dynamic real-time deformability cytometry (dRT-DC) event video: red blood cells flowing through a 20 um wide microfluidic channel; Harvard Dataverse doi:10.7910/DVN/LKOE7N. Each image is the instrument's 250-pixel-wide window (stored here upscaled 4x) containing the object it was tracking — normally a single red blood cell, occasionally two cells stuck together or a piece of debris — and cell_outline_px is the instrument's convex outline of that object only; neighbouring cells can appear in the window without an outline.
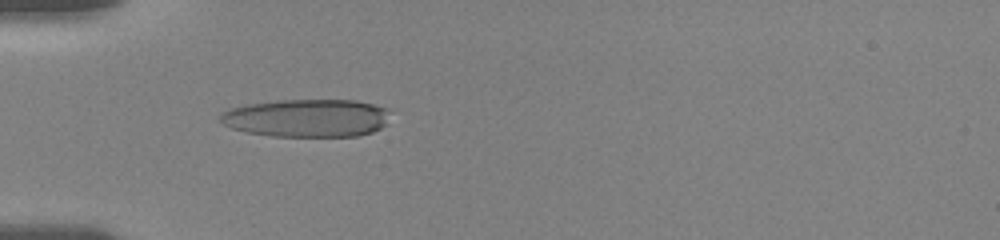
{"species": "human", "species_latin": "Homo sapiens", "temperature_condition": "room temperature", "stored_images_in_passage": 52, "camera_frame_rate_fps": 3000, "um_per_image_px": 0.085, "donor": {"sex": "female"}, "frame": {"image": 1, "passage_image": 12, "time_ms": 5.333, "image_size_px": [1000, 240], "cell_outline_px": [[388, 124], [372, 132], [356, 136], [272, 136], [248, 132], [232, 128], [220, 124], [220, 112], [232, 108], [248, 104], [276, 100], [356, 100], [388, 108]], "centroid_in_image_um": [26.08, 10.03], "position_along_channel_um": 58.9, "area_um2": 37.74}}
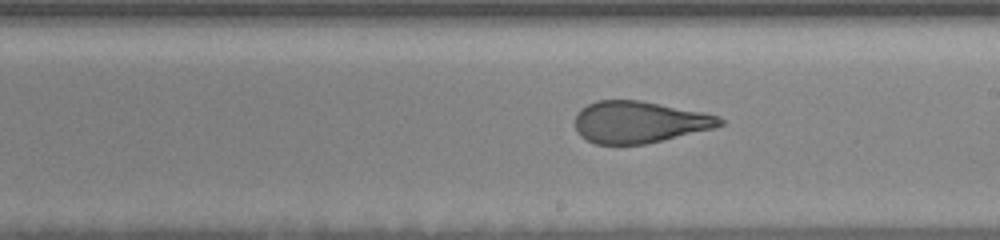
{"frame": {"image": 2, "passage_image": 29, "time_ms": 10.333, "image_size_px": [1000, 240], "cell_outline_px": [[724, 124], [712, 128], [644, 144], [596, 144], [580, 136], [576, 128], [576, 112], [580, 108], [596, 100], [640, 100], [704, 112], [720, 116], [724, 120]], "centroid_in_image_um": [54.32, 10.36], "position_along_channel_um": 234.7, "area_um2": 35.08}}
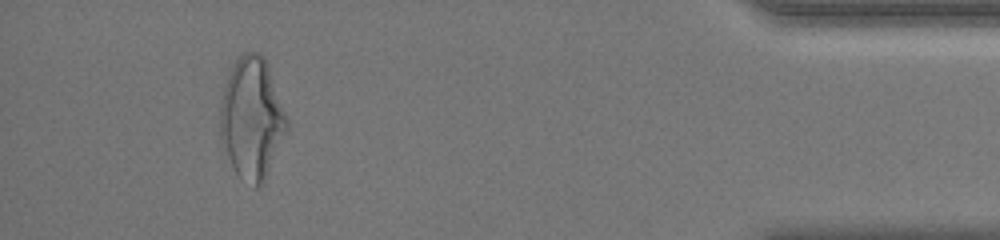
{"frame": {"image": 3, "passage_image": 48, "time_ms": 16.667, "image_size_px": [1000, 240], "cell_outline_px": [[288, 128], [264, 184], [260, 188], [252, 188], [240, 180], [232, 168], [220, 136], [220, 108], [224, 88], [232, 64], [244, 52], [260, 52], [264, 56], [268, 64], [288, 116]], "centroid_in_image_um": [21.43, 10.11], "position_along_channel_um": 413.8, "area_um2": 47.92}, "authors_computed_cell_mechanics": {"area_um2": 37.4255, "velocity_mm_per_s": 3.6442, "shape_relaxation_time_tau1_ms": 5.5998, "shape_relaxation_time_tau2_ms": 1.2292, "deformation_change_tau1": 0.2021, "deformation_change_tau2": 0.0941}}